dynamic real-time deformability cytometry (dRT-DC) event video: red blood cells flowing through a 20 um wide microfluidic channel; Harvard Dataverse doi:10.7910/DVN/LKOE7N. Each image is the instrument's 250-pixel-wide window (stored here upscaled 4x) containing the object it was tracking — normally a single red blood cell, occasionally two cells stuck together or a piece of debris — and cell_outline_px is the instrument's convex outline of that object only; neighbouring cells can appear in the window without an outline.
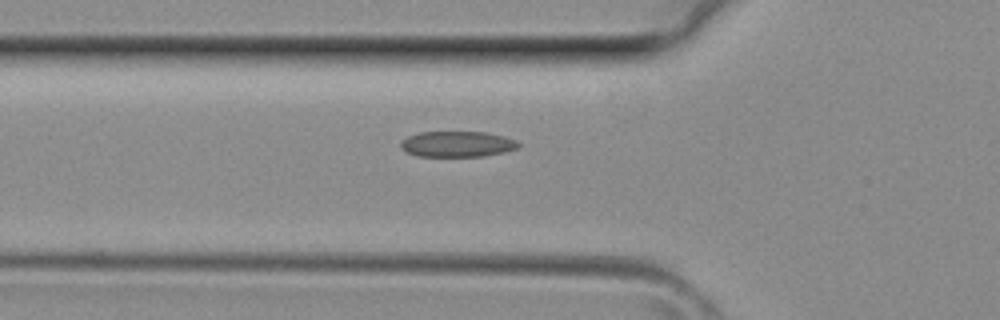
{"species": "common noctule bat (a hibernating species)", "species_latin": "Nyctalus noctula", "temperature_condition": "room temperature", "stored_images_in_passage": 26, "camera_frame_rate_fps": 3000, "um_per_image_px": 0.085, "animal": {"sex": "female", "body_mass_g": 29.2, "forearm_length_mm": 56.3}, "frame": {"image": 1, "passage_image": 4, "time_ms": 1.0, "image_size_px": [1000, 320], "cell_outline_px": [[520, 144], [516, 148], [504, 152], [484, 156], [416, 156], [400, 148], [400, 140], [408, 136], [420, 132], [484, 132], [504, 136], [516, 140]], "centroid_in_image_um": [38.84, 12.24], "position_along_channel_um": 87.0, "area_um2": 17.63}}
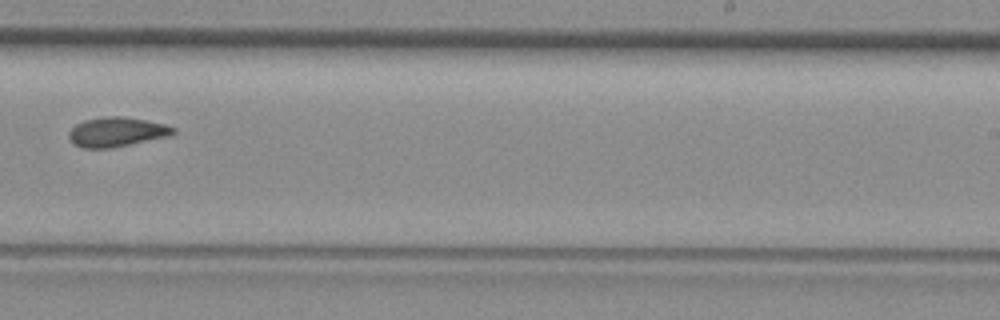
{"frame": {"image": 2, "passage_image": 15, "time_ms": 4.667, "image_size_px": [1000, 320], "cell_outline_px": [[176, 132], [168, 136], [112, 148], [84, 148], [72, 144], [68, 136], [68, 132], [76, 124], [84, 120], [104, 116], [120, 116], [144, 120], [164, 124], [176, 128]], "centroid_in_image_um": [9.88, 11.22], "position_along_channel_um": 279.1, "area_um2": 17.92}}
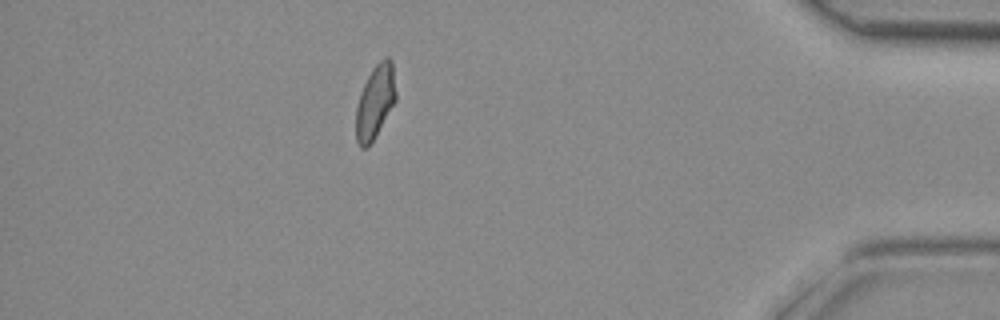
{"frame": {"image": 3, "passage_image": 25, "time_ms": 8.0, "image_size_px": [1000, 320], "cell_outline_px": [[396, 100], [368, 148], [360, 148], [356, 140], [356, 108], [360, 92], [372, 68], [384, 56], [388, 56], [392, 60], [396, 92]], "centroid_in_image_um": [31.88, 8.63], "position_along_channel_um": 403.3, "area_um2": 17.11}}